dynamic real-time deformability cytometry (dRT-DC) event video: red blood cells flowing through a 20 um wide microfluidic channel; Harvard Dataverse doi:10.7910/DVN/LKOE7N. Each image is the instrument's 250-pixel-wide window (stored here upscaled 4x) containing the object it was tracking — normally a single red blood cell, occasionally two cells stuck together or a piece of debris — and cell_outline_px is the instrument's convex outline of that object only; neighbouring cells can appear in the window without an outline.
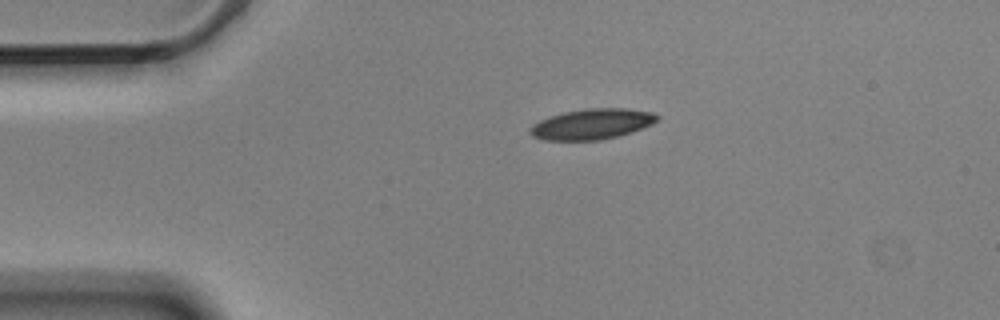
{"species": "Egyptian fruit bat (a non-hibernating species)", "species_latin": "Rousettus aegyptiacus", "temperature_condition": "cold", "stored_images_in_passage": 2, "camera_frame_rate_fps": 3000, "um_per_image_px": 0.085, "animal": {"sex": "male"}, "frame": {"image": 1, "passage_image": 1, "time_ms": 0.0, "image_size_px": [1000, 320], "cell_outline_px": [[660, 116], [652, 124], [632, 132], [600, 140], [544, 140], [532, 136], [528, 132], [528, 128], [532, 124], [540, 120], [564, 112], [588, 108], [624, 108], [652, 112]], "centroid_in_image_um": [50.29, 10.55], "position_along_channel_um": 34.7, "area_um2": 22.54}}